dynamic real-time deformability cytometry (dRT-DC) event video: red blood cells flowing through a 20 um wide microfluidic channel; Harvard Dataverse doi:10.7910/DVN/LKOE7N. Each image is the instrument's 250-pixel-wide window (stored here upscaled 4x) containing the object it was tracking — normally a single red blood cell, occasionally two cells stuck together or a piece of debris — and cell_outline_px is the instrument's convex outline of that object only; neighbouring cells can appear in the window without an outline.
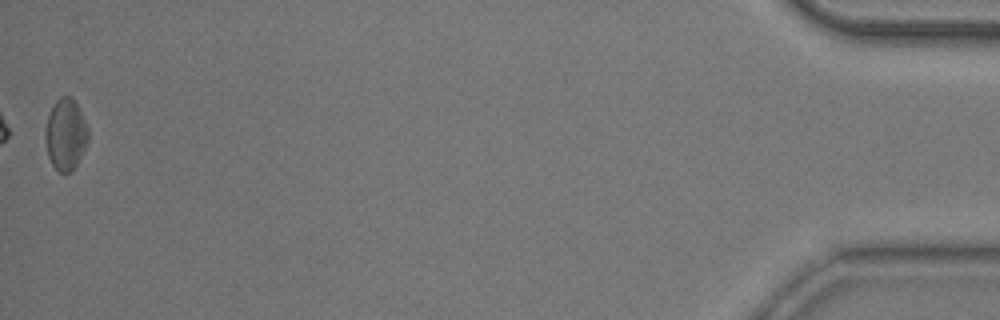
{"species": "common noctule bat (a hibernating species)", "species_latin": "Nyctalus noctula", "temperature_condition": "room temperature", "stored_images_in_passage": 38, "camera_frame_rate_fps": 3000, "um_per_image_px": 0.085, "animal": {"sex": "male", "body_mass_g": 20.5, "forearm_length_mm": 52.5}, "frame": {"image": 1, "passage_image": 38, "time_ms": 12.333, "image_size_px": [1000, 320], "cell_outline_px": [[88, 140], [76, 164], [68, 172], [60, 172], [52, 164], [48, 156], [44, 136], [44, 132], [48, 116], [56, 100], [60, 96], [72, 96], [88, 128]], "centroid_in_image_um": [5.55, 11.4], "position_along_channel_um": 429.6, "area_um2": 17.46}, "authors_computed_cell_mechanics": {"area_um2": 17.5712, "velocity_mm_per_s": 3.8184, "shape_relaxation_time_tau1_ms": 8.5245, "shape_relaxation_time_tau2_ms": 1.5169, "deformation_change_tau1": 0.1573, "deformation_change_tau2": 0.0741}}